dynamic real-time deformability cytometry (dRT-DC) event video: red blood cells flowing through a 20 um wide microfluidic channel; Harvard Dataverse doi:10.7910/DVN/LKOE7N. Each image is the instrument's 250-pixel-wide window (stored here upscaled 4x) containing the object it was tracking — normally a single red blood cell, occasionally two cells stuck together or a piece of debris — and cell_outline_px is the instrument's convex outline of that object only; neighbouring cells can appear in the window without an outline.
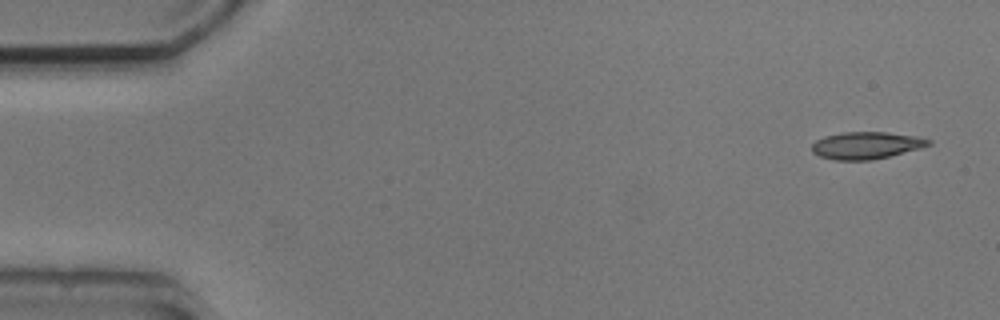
{"species": "common noctule bat (a hibernating species)", "species_latin": "Nyctalus noctula", "temperature_condition": "cold", "stored_images_in_passage": 4, "camera_frame_rate_fps": 3000, "um_per_image_px": 0.085, "animal": {"sex": "male", "body_mass_g": 20.5, "forearm_length_mm": 52.5}, "frame": {"image": 1, "passage_image": 1, "time_ms": 0.0, "image_size_px": [1000, 320], "cell_outline_px": [[932, 144], [920, 148], [872, 160], [836, 160], [820, 156], [812, 152], [812, 144], [816, 140], [824, 136], [840, 132], [888, 132], [920, 136], [932, 140]], "centroid_in_image_um": [73.65, 12.34], "position_along_channel_um": 11.4, "area_um2": 18.55}}
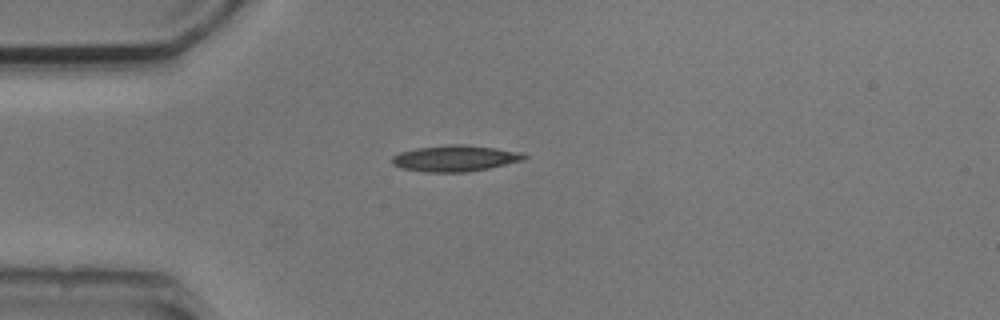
{"frame": {"image": 2, "passage_image": 4, "time_ms": 3.667, "image_size_px": [1000, 320], "cell_outline_px": [[528, 156], [524, 160], [488, 168], [464, 172], [428, 172], [400, 168], [392, 164], [392, 156], [400, 152], [416, 148], [448, 144], [468, 144], [496, 148], [520, 152]], "centroid_in_image_um": [38.67, 13.45], "position_along_channel_um": 46.3, "area_um2": 20.17}}